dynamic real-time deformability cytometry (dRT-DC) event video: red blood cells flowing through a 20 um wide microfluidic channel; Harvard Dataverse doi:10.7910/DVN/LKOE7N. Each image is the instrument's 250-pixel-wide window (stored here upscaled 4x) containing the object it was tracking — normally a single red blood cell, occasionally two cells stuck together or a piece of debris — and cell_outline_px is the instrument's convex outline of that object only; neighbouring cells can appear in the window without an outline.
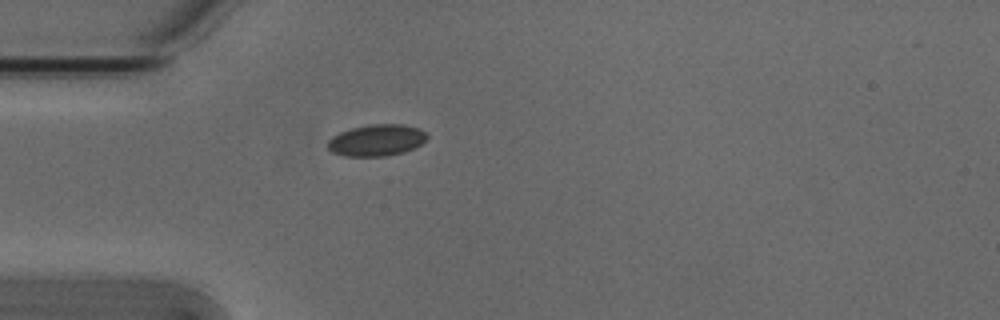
{"species": "Egyptian fruit bat (a non-hibernating species)", "species_latin": "Rousettus aegyptiacus", "temperature_condition": "cold", "stored_images_in_passage": 1, "camera_frame_rate_fps": 3000, "um_per_image_px": 0.085, "animal": {"sex": "male"}, "frame": {"image": 1, "passage_image": 1, "time_ms": 0.0, "image_size_px": [1000, 320], "cell_outline_px": [[428, 136], [416, 148], [404, 152], [384, 156], [344, 156], [332, 152], [328, 148], [328, 140], [332, 136], [340, 132], [352, 128], [368, 124], [404, 124], [420, 128]], "centroid_in_image_um": [32.01, 11.91], "position_along_channel_um": 53.0, "area_um2": 18.32}}